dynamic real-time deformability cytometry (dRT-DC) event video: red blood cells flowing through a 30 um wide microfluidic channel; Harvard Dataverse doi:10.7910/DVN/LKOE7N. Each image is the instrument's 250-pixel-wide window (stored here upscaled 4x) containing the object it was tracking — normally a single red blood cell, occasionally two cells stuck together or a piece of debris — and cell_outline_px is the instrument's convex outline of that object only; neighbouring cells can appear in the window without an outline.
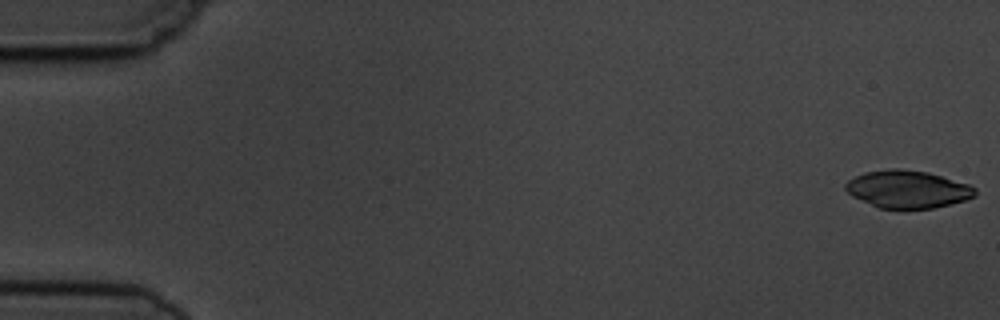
{"species": "common noctule bat (a hibernating species)", "species_latin": "Nyctalus noctula", "temperature_condition": "cold", "stored_images_in_passage": 5, "camera_frame_rate_fps": 3000, "um_per_image_px": 0.085, "animal": {"sex": "male", "body_mass_g": 19.5, "forearm_length_mm": 54.6}, "frame": {"image": 1, "passage_image": 1, "time_ms": 0.0, "image_size_px": [1000, 320], "cell_outline_px": [[976, 196], [964, 200], [932, 208], [880, 208], [852, 196], [844, 188], [844, 184], [848, 180], [864, 172], [892, 168], [900, 168], [928, 172], [968, 184], [976, 188]], "centroid_in_image_um": [77.13, 16.07], "position_along_channel_um": 7.9, "area_um2": 28.15}}